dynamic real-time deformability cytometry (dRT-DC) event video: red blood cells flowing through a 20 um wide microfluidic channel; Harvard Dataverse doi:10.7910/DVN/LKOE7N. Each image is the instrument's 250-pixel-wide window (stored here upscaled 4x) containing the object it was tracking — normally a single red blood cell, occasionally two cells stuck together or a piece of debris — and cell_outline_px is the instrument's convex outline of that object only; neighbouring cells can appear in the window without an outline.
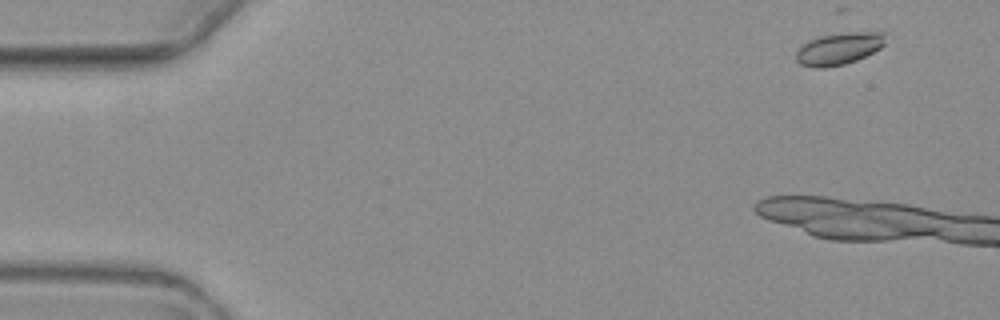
{"species": "common noctule bat (a hibernating species)", "species_latin": "Nyctalus noctula", "temperature_condition": "warm", "stored_images_in_passage": 4, "camera_frame_rate_fps": 3000, "um_per_image_px": 0.085, "animal": {"sex": "female", "body_mass_g": 19.3, "forearm_length_mm": 54.1}, "frame": {"image": 1, "passage_image": 1, "time_ms": 0.0, "image_size_px": [1000, 320], "cell_outline_px": [[884, 44], [880, 48], [856, 60], [844, 64], [824, 68], [816, 68], [800, 64], [796, 60], [796, 52], [808, 40], [816, 36], [844, 32], [884, 32]], "centroid_in_image_um": [71.27, 4.13], "position_along_channel_um": 13.7, "area_um2": 16.65}}